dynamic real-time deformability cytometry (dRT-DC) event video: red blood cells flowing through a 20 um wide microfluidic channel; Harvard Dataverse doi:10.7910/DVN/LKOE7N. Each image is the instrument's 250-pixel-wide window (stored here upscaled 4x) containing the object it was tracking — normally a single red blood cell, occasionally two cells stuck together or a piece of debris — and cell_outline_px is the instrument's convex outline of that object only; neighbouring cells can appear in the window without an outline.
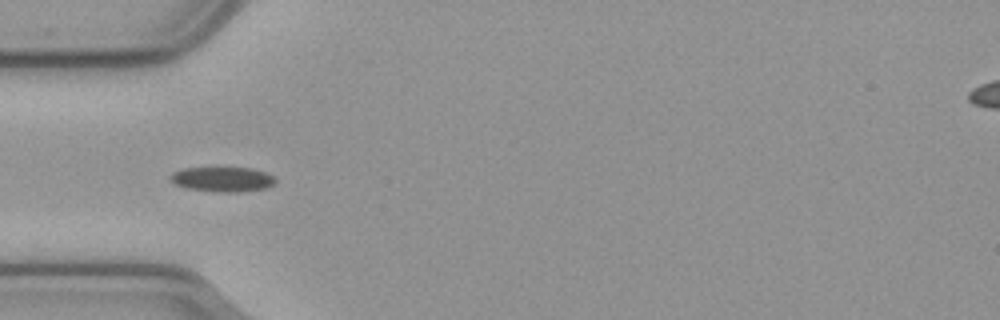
{"species": "common noctule bat (a hibernating species)", "species_latin": "Nyctalus noctula", "temperature_condition": "cold", "stored_images_in_passage": 9, "camera_frame_rate_fps": 3000, "um_per_image_px": 0.085, "animal": {"sex": "male", "body_mass_g": 23.1, "forearm_length_mm": 52.7}, "frame": {"image": 1, "passage_image": 6, "time_ms": 1.667, "image_size_px": [1000, 320], "cell_outline_px": [[276, 180], [272, 184], [264, 188], [240, 192], [220, 192], [188, 188], [176, 184], [168, 176], [172, 172], [184, 168], [252, 168], [264, 172], [272, 176]], "centroid_in_image_um": [18.89, 15.23], "position_along_channel_um": 66.1, "area_um2": 14.91}}